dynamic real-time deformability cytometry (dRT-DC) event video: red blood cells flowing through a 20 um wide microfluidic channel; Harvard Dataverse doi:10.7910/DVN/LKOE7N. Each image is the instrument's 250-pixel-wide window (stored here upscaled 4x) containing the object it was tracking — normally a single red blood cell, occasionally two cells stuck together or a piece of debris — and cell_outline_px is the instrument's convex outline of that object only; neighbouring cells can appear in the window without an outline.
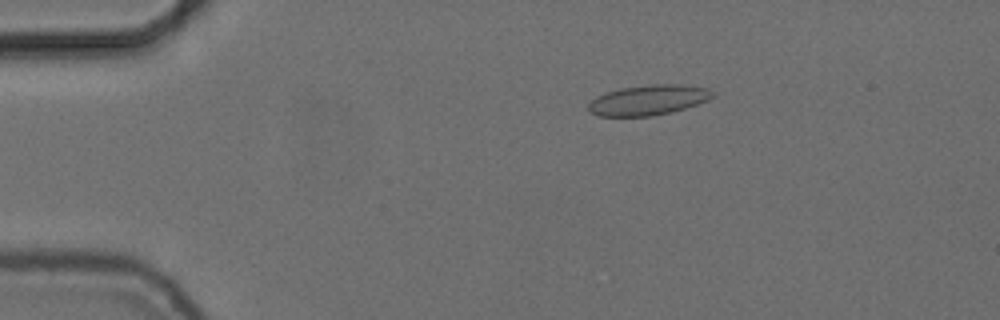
{"species": "common noctule bat (a hibernating species)", "species_latin": "Nyctalus noctula", "temperature_condition": "cold", "stored_images_in_passage": 8, "camera_frame_rate_fps": 3000, "um_per_image_px": 0.085, "animal": {"sex": "female", "body_mass_g": 24.6, "forearm_length_mm": 56.2}, "frame": {"image": 1, "passage_image": 1, "time_ms": 0.0, "image_size_px": [1000, 320], "cell_outline_px": [[716, 96], [708, 100], [672, 112], [652, 116], [600, 116], [588, 112], [588, 104], [596, 96], [620, 88], [652, 84], [680, 84], [708, 88]], "centroid_in_image_um": [55.1, 8.5], "position_along_channel_um": 29.9, "area_um2": 21.85}}